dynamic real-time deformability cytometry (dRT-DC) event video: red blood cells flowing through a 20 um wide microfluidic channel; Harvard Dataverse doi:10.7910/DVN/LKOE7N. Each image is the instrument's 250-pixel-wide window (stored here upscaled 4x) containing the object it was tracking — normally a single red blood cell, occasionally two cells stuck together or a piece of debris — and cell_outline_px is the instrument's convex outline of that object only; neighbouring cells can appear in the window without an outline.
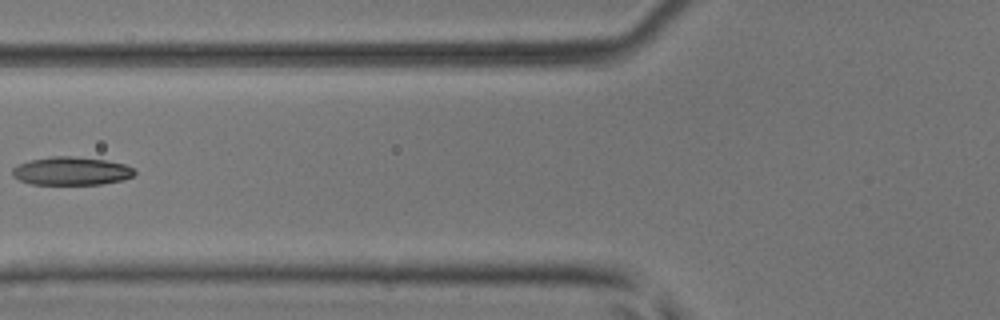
{"species": "common noctule bat (a hibernating species)", "species_latin": "Nyctalus noctula", "temperature_condition": "room temperature", "stored_images_in_passage": 5, "camera_frame_rate_fps": 3000, "um_per_image_px": 0.085, "animal": {"sex": "male", "body_mass_g": 17.9, "forearm_length_mm": 54.2}, "frame": {"image": 1, "passage_image": 5, "time_ms": 1.333, "image_size_px": [1000, 320], "cell_outline_px": [[136, 172], [132, 176], [124, 180], [100, 184], [32, 184], [20, 180], [12, 176], [12, 168], [20, 164], [32, 160], [52, 156], [72, 156], [104, 160], [124, 164], [132, 168]], "centroid_in_image_um": [6.06, 14.54], "position_along_channel_um": 119.7, "area_um2": 19.88}}